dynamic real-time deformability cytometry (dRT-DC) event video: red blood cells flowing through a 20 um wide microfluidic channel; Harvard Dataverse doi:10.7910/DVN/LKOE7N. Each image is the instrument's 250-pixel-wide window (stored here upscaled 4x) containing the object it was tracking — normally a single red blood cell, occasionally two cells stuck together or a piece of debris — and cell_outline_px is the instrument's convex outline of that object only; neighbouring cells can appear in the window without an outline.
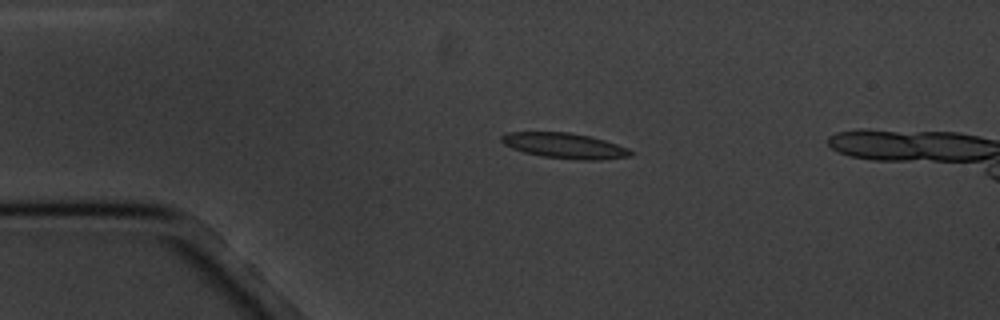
{"species": "common noctule bat (a hibernating species)", "species_latin": "Nyctalus noctula", "temperature_condition": "cold", "stored_images_in_passage": 4, "camera_frame_rate_fps": 3000, "um_per_image_px": 0.085, "animal": {"sex": "male", "body_mass_g": 20.1, "forearm_length_mm": 53.5}, "frame": {"image": 1, "passage_image": 3, "time_ms": 2.333, "image_size_px": [1000, 320], "cell_outline_px": [[636, 152], [632, 156], [600, 160], [576, 160], [544, 156], [524, 152], [512, 148], [504, 144], [500, 140], [500, 136], [508, 132], [568, 132], [588, 136], [604, 140], [628, 148]], "centroid_in_image_um": [48.02, 12.39], "position_along_channel_um": 37.0, "area_um2": 19.13}}